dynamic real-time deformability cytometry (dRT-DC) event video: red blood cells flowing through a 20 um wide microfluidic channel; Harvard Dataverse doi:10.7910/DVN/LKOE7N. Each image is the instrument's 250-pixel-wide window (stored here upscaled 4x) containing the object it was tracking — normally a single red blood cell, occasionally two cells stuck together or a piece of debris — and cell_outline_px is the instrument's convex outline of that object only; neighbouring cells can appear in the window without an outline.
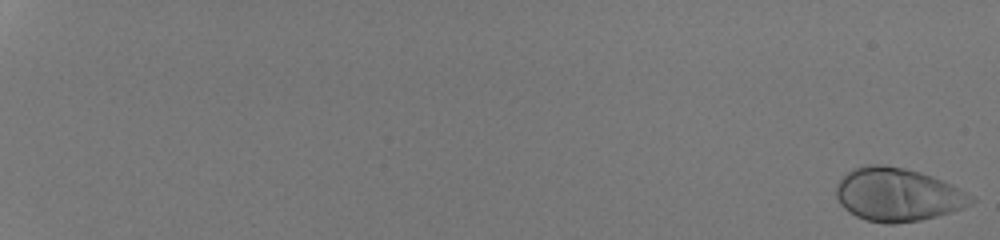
{"species": "human", "species_latin": "Homo sapiens", "temperature_condition": "room temperature", "stored_images_in_passage": 24, "camera_frame_rate_fps": 3000, "um_per_image_px": 0.085, "donor": {"sex": "male"}, "frame": {"image": 1, "passage_image": 1, "time_ms": 0.0, "image_size_px": [1000, 240], "cell_outline_px": [[976, 200], [972, 204], [936, 216], [920, 220], [892, 224], [884, 224], [868, 220], [856, 216], [848, 212], [840, 204], [836, 196], [836, 184], [848, 172], [856, 168], [868, 164], [884, 164], [904, 168], [920, 172], [932, 176], [952, 184], [972, 196]], "centroid_in_image_um": [76.28, 16.54], "position_along_channel_um": 8.7, "area_um2": 41.73}}
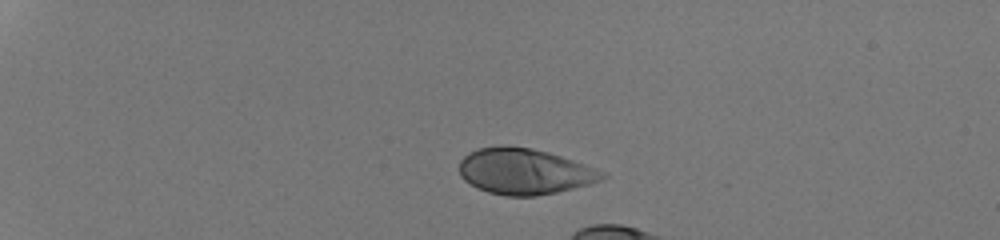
{"frame": {"image": 2, "passage_image": 16, "time_ms": 5.0, "image_size_px": [1000, 240], "cell_outline_px": [[608, 176], [600, 180], [588, 184], [556, 192], [536, 196], [508, 196], [488, 192], [464, 180], [460, 176], [460, 160], [468, 152], [476, 148], [508, 144], [532, 148], [548, 152], [572, 160], [604, 172]], "centroid_in_image_um": [44.54, 14.55], "position_along_channel_um": 40.5, "area_um2": 38.09}}